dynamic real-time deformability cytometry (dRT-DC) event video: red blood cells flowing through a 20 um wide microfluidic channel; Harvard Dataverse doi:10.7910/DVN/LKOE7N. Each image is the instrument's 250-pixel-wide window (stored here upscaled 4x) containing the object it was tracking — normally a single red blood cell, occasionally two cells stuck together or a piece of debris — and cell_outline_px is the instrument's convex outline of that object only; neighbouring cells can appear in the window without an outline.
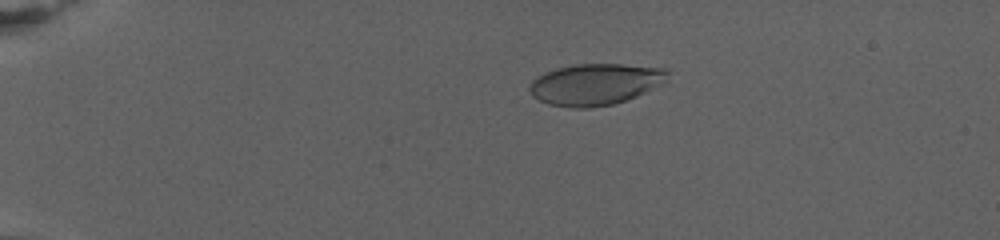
{"species": "human", "species_latin": "Homo sapiens", "temperature_condition": "warm", "stored_images_in_passage": 79, "camera_frame_rate_fps": 3000, "um_per_image_px": 0.085, "donor": {"sex": "female"}, "frame": {"image": 1, "passage_image": 18, "time_ms": 5.667, "image_size_px": [1000, 240], "cell_outline_px": [[668, 72], [664, 84], [636, 96], [612, 104], [588, 108], [572, 108], [548, 104], [532, 96], [528, 88], [532, 80], [544, 72], [556, 68], [576, 64], [620, 64], [664, 68]], "centroid_in_image_um": [50.57, 7.16], "position_along_channel_um": 34.4, "area_um2": 33.29}}
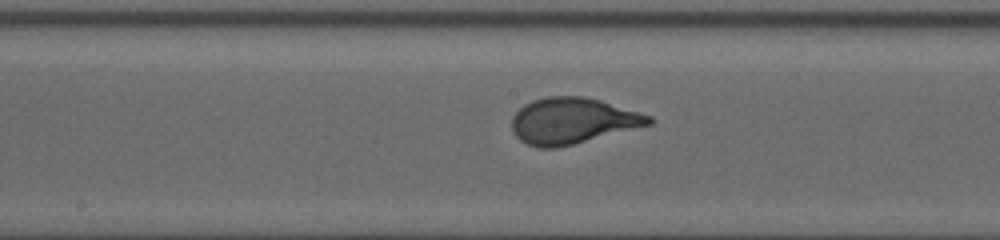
{"frame": {"image": 2, "passage_image": 45, "time_ms": 14.667, "image_size_px": [1000, 240], "cell_outline_px": [[656, 120], [652, 124], [556, 148], [540, 148], [528, 144], [520, 140], [512, 132], [512, 116], [524, 104], [532, 100], [548, 96], [584, 96], [600, 100], [652, 116]], "centroid_in_image_um": [48.65, 10.26], "position_along_channel_um": 199.5, "area_um2": 36.65}}
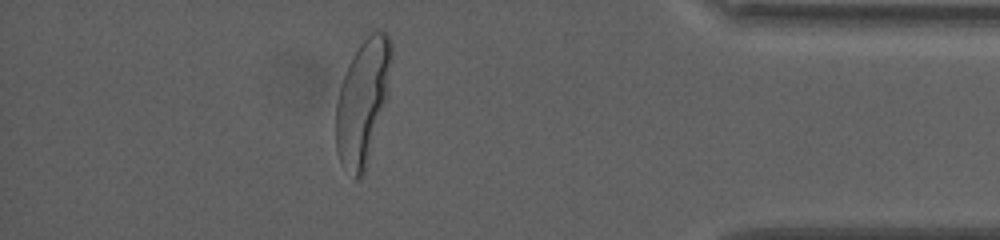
{"frame": {"image": 3, "passage_image": 71, "time_ms": 23.333, "image_size_px": [1000, 240], "cell_outline_px": [[392, 56], [388, 100], [364, 176], [356, 180], [340, 164], [336, 152], [336, 104], [340, 84], [348, 64], [352, 56], [360, 44], [372, 32], [384, 32], [388, 36], [392, 44]], "centroid_in_image_um": [30.84, 8.71], "position_along_channel_um": 404.4, "area_um2": 41.1}, "authors_computed_cell_mechanics": {"area_um2": 35.547, "velocity_mm_per_s": 2.7118, "shape_relaxation_time_tau1_ms": 5.3152, "shape_relaxation_time_tau2_ms": null, "deformation_change_tau1": 0.2263, "deformation_change_tau2": null}}